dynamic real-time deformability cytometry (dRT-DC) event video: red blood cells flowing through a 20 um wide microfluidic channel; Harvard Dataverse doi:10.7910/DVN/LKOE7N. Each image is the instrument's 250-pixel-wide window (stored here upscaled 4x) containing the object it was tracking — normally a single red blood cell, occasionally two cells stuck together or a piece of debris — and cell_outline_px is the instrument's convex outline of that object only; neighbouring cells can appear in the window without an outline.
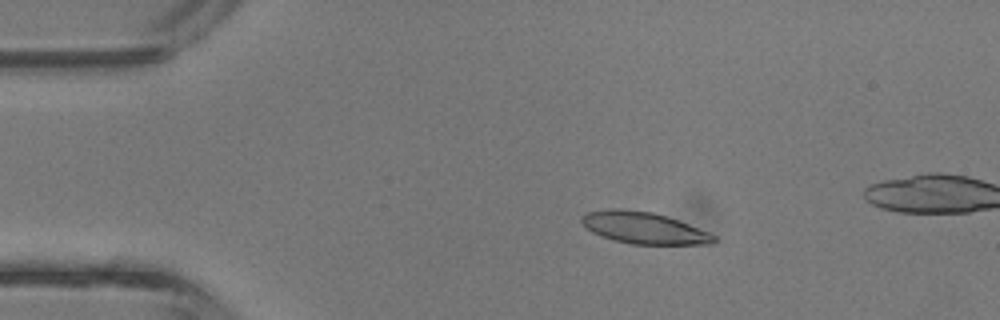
{"species": "common noctule bat (a hibernating species)", "species_latin": "Nyctalus noctula", "temperature_condition": "room temperature", "stored_images_in_passage": 38, "camera_frame_rate_fps": 3000, "um_per_image_px": 0.085, "animal": {"sex": "male", "body_mass_g": 13.3}, "frame": {"image": 1, "passage_image": 2, "time_ms": 0.333, "image_size_px": [1000, 320], "cell_outline_px": [[716, 240], [712, 244], [632, 244], [616, 240], [592, 232], [580, 220], [580, 216], [584, 212], [608, 208], [620, 208], [652, 212], [688, 224], [708, 232], [716, 236]], "centroid_in_image_um": [54.69, 19.36], "position_along_channel_um": 30.3, "area_um2": 24.16}}
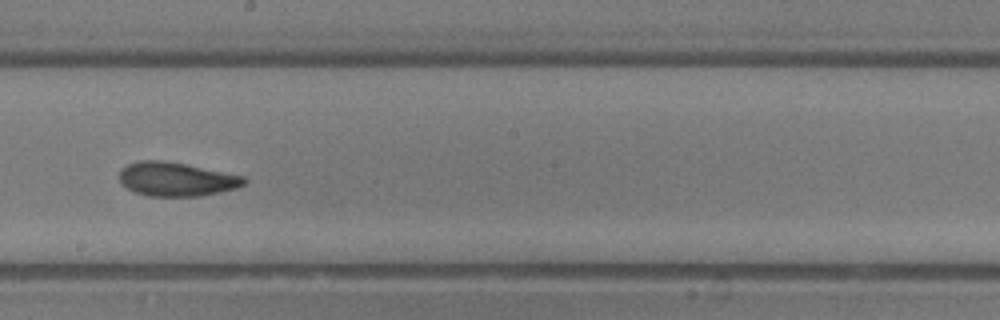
{"frame": {"image": 2, "passage_image": 18, "time_ms": 5.667, "image_size_px": [1000, 320], "cell_outline_px": [[248, 180], [244, 184], [236, 188], [220, 192], [200, 196], [148, 196], [132, 192], [120, 184], [120, 168], [128, 164], [140, 160], [156, 160], [184, 164], [244, 176]], "centroid_in_image_um": [14.95, 15.24], "position_along_channel_um": 233.3, "area_um2": 24.62}}
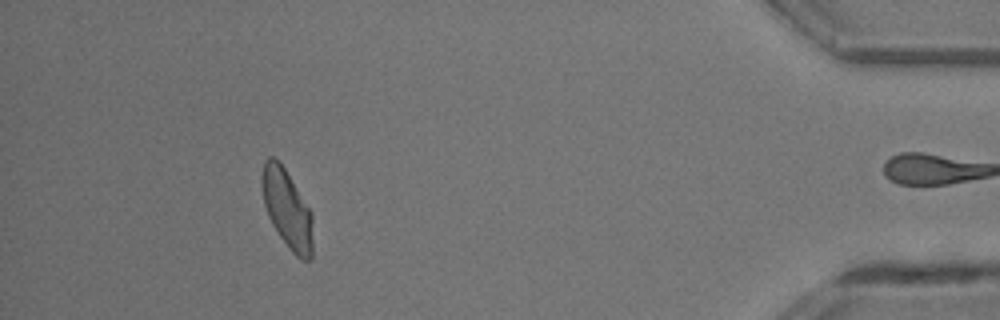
{"frame": {"image": 3, "passage_image": 33, "time_ms": 10.667, "image_size_px": [1000, 320], "cell_outline_px": [[312, 260], [300, 260], [288, 248], [272, 224], [268, 216], [264, 204], [260, 184], [264, 160], [268, 156], [272, 156], [284, 168], [312, 212]], "centroid_in_image_um": [24.39, 17.78], "position_along_channel_um": 410.8, "area_um2": 23.35}, "authors_computed_cell_mechanics": {"area_um2": 24.1604, "velocity_mm_per_s": 4.8147, "shape_relaxation_time_tau1_ms": 3.5281, "shape_relaxation_time_tau2_ms": 1.7147, "deformation_change_tau1": 0.146, "deformation_change_tau2": 0.0785}}